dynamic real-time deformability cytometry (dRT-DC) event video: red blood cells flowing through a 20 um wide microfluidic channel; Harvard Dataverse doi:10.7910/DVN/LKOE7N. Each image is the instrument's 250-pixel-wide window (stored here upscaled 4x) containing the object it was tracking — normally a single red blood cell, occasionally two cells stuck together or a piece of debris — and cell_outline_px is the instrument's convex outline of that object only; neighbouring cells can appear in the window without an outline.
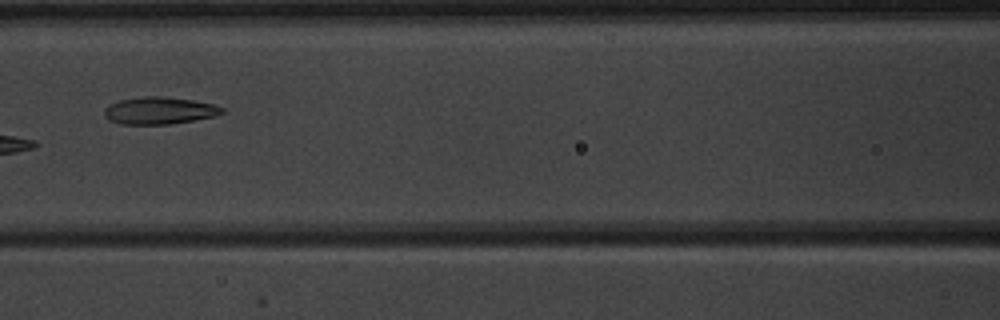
{"species": "common noctule bat (a hibernating species)", "species_latin": "Nyctalus noctula", "temperature_condition": "warm", "stored_images_in_passage": 7, "camera_frame_rate_fps": 3000, "um_per_image_px": 0.085, "animal": {"sex": "male", "body_mass_g": 20.1, "forearm_length_mm": 53.5}, "frame": {"image": 1, "passage_image": 7, "time_ms": 8.0, "image_size_px": [1000, 320], "cell_outline_px": [[228, 112], [216, 116], [196, 120], [172, 124], [120, 124], [108, 120], [104, 116], [104, 108], [108, 104], [120, 100], [144, 96], [164, 96], [192, 100], [216, 104], [224, 108]], "centroid_in_image_um": [13.59, 9.4], "position_along_channel_um": 153.0, "area_um2": 19.07}}